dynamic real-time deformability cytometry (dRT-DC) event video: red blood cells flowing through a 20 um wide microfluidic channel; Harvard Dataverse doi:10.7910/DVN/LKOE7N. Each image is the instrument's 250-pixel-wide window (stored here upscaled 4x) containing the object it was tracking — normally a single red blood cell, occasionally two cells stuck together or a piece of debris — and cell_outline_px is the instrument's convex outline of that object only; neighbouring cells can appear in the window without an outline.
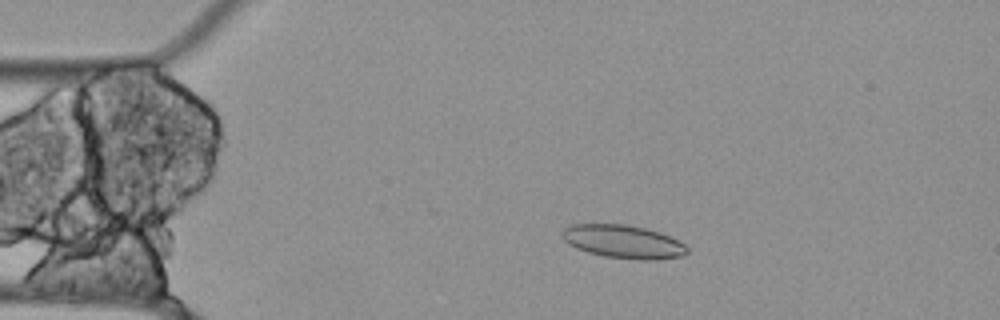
{"species": "Egyptian fruit bat (a non-hibernating species)", "species_latin": "Rousettus aegyptiacus", "temperature_condition": "cold", "stored_images_in_passage": 26, "camera_frame_rate_fps": 3000, "um_per_image_px": 0.085, "animal": {"sex": "female"}, "frame": {"image": 1, "passage_image": 11, "time_ms": 3.333, "image_size_px": [1000, 320], "cell_outline_px": [[688, 252], [684, 256], [656, 260], [640, 260], [604, 256], [588, 252], [576, 248], [568, 244], [564, 240], [560, 232], [564, 228], [572, 224], [628, 224], [660, 232], [684, 244], [688, 248]], "centroid_in_image_um": [52.97, 20.54], "position_along_channel_um": 32.0, "area_um2": 24.33}}
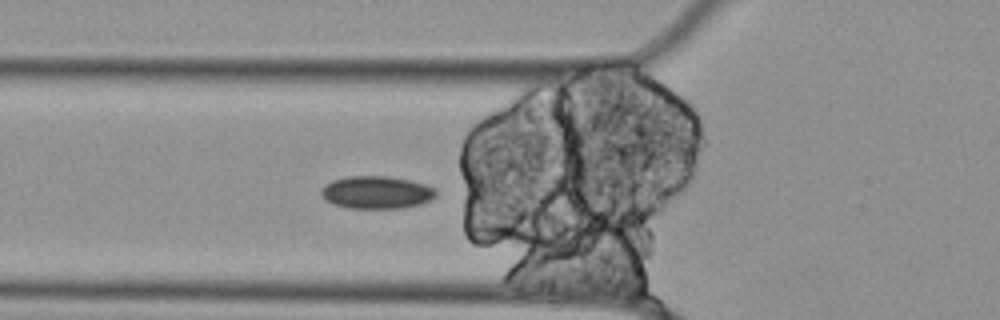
{"frame": {"image": 2, "passage_image": 19, "time_ms": 6.0, "image_size_px": [1000, 320], "cell_outline_px": [[440, 192], [432, 200], [420, 204], [404, 208], [348, 208], [332, 204], [324, 200], [320, 192], [324, 184], [332, 180], [348, 176], [388, 176], [412, 180], [436, 188]], "centroid_in_image_um": [32.03, 16.35], "position_along_channel_um": 93.8, "area_um2": 22.31}}
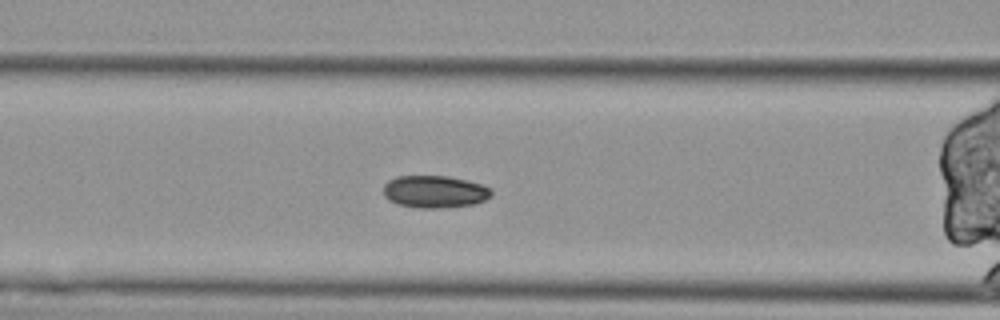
{"frame": {"image": 3, "passage_image": 22, "time_ms": 7.0, "image_size_px": [1000, 320], "cell_outline_px": [[492, 196], [484, 200], [472, 204], [444, 208], [416, 208], [396, 204], [388, 200], [384, 196], [384, 184], [388, 180], [396, 176], [448, 176], [468, 180], [492, 188]], "centroid_in_image_um": [36.93, 16.29], "position_along_channel_um": 129.7, "area_um2": 20.58}}